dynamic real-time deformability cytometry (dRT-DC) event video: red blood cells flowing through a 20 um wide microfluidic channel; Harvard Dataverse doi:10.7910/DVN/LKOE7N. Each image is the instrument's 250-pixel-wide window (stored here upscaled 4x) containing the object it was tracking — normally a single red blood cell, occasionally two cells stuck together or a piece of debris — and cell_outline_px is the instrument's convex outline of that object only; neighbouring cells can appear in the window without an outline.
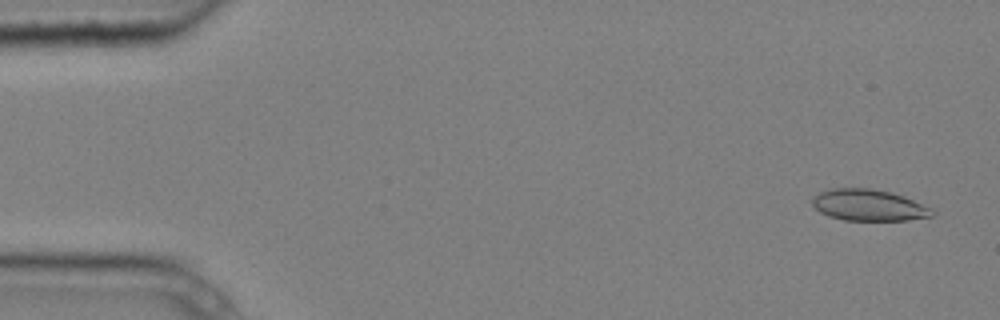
{"species": "common noctule bat (a hibernating species)", "species_latin": "Nyctalus noctula", "temperature_condition": "cold", "stored_images_in_passage": 9, "camera_frame_rate_fps": 3000, "um_per_image_px": 0.085, "animal": {"sex": "male", "body_mass_g": 20.4}, "frame": {"image": 1, "passage_image": 1, "time_ms": 0.0, "image_size_px": [1000, 320], "cell_outline_px": [[936, 212], [932, 216], [908, 220], [844, 220], [828, 216], [820, 212], [812, 204], [812, 196], [820, 192], [832, 188], [872, 188], [892, 192], [904, 196], [932, 208]], "centroid_in_image_um": [73.84, 17.43], "position_along_channel_um": 11.2, "area_um2": 22.08}}
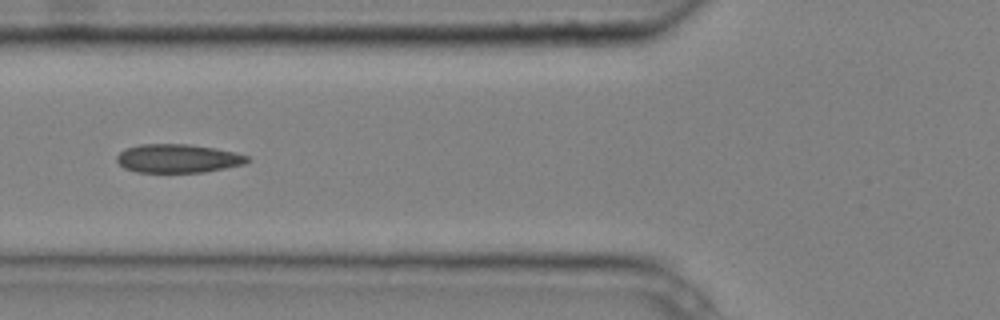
{"frame": {"image": 2, "passage_image": 6, "time_ms": 1.667, "image_size_px": [1000, 320], "cell_outline_px": [[252, 160], [244, 164], [204, 172], [136, 172], [124, 168], [116, 160], [116, 156], [124, 148], [140, 144], [188, 144], [216, 148], [236, 152], [248, 156]], "centroid_in_image_um": [15.12, 13.46], "position_along_channel_um": 110.7, "area_um2": 21.91}}
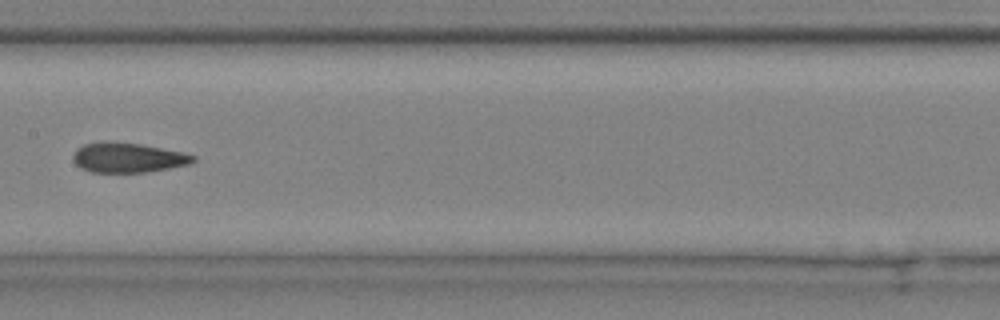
{"frame": {"image": 3, "passage_image": 8, "time_ms": 2.333, "image_size_px": [1000, 320], "cell_outline_px": [[196, 160], [188, 164], [148, 172], [92, 172], [80, 168], [72, 160], [72, 156], [76, 148], [84, 144], [140, 144], [184, 152], [196, 156]], "centroid_in_image_um": [10.89, 13.43], "position_along_channel_um": 196.5, "area_um2": 20.23}}